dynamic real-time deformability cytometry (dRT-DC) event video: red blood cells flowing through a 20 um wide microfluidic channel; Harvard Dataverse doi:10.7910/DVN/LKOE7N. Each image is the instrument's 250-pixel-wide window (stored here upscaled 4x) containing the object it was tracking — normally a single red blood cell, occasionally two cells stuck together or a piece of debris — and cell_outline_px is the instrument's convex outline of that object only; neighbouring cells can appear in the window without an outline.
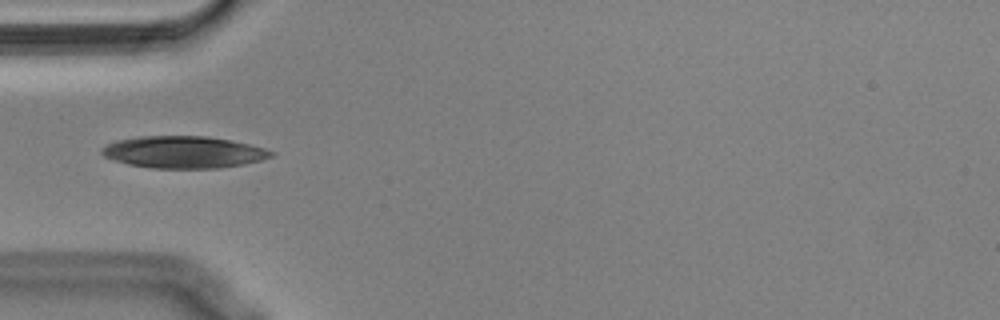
{"species": "Egyptian fruit bat (a non-hibernating species)", "species_latin": "Rousettus aegyptiacus", "temperature_condition": "cold", "stored_images_in_passage": 39, "camera_frame_rate_fps": 3000, "um_per_image_px": 0.085, "animal": {"sex": "male"}, "frame": {"image": 1, "passage_image": 1, "time_ms": 0.0, "image_size_px": [1000, 320], "cell_outline_px": [[276, 152], [272, 156], [260, 160], [244, 164], [216, 168], [152, 168], [128, 164], [104, 156], [100, 152], [100, 148], [116, 140], [140, 136], [208, 136], [248, 144], [264, 148]], "centroid_in_image_um": [15.58, 12.93], "position_along_channel_um": 69.4, "area_um2": 31.39}}
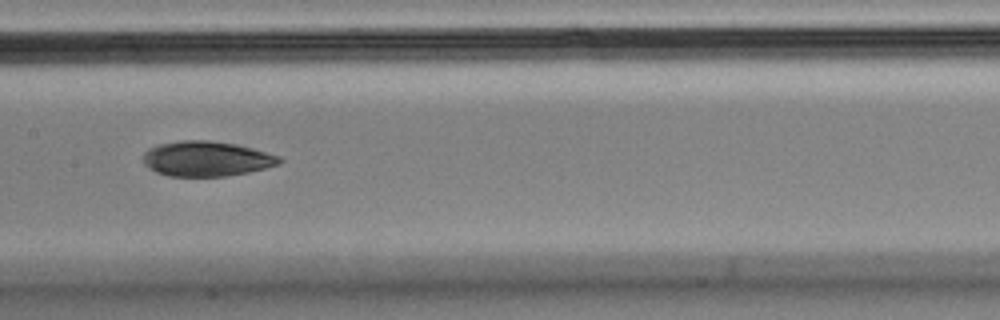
{"frame": {"image": 2, "passage_image": 11, "time_ms": 3.333, "image_size_px": [1000, 320], "cell_outline_px": [[284, 160], [280, 164], [248, 172], [224, 176], [168, 176], [156, 172], [144, 164], [144, 152], [148, 148], [156, 144], [184, 140], [208, 140], [236, 144], [252, 148], [280, 156]], "centroid_in_image_um": [17.55, 13.49], "position_along_channel_um": 189.9, "area_um2": 27.86}}
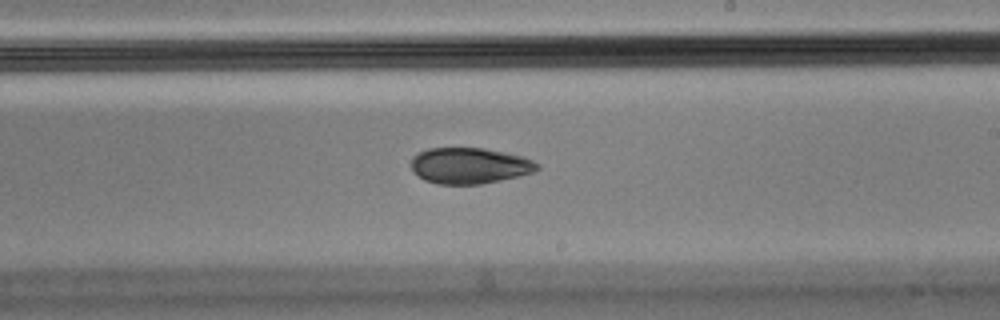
{"frame": {"image": 3, "passage_image": 16, "time_ms": 5.0, "image_size_px": [1000, 320], "cell_outline_px": [[540, 168], [532, 172], [520, 176], [480, 184], [436, 184], [424, 180], [408, 164], [412, 156], [416, 152], [428, 148], [484, 148], [504, 152], [520, 156], [532, 160], [540, 164]], "centroid_in_image_um": [39.87, 14.07], "position_along_channel_um": 249.1, "area_um2": 26.59}}